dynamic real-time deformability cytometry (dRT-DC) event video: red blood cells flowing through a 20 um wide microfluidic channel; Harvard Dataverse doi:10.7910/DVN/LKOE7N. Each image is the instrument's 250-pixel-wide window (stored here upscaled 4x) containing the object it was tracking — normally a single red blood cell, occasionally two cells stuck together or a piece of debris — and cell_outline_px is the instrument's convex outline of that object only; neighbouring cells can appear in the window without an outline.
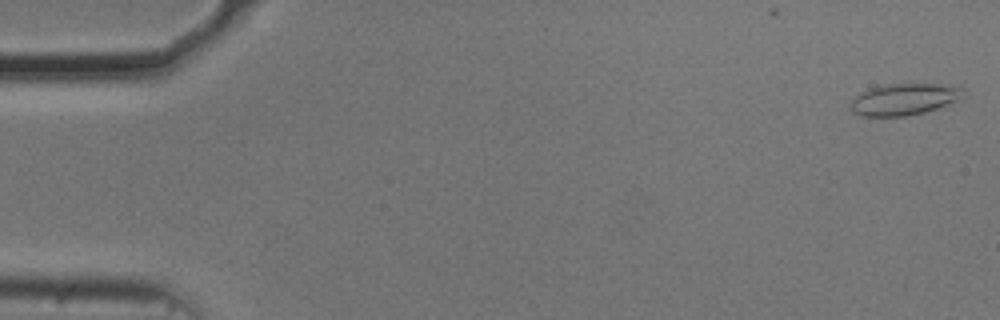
{"species": "common noctule bat (a hibernating species)", "species_latin": "Nyctalus noctula", "temperature_condition": "cold", "stored_images_in_passage": 16, "camera_frame_rate_fps": 3000, "um_per_image_px": 0.085, "animal": {"sex": "male", "body_mass_g": 20.5, "forearm_length_mm": 52.5}, "frame": {"image": 1, "passage_image": 1, "time_ms": 0.0, "image_size_px": [1000, 320], "cell_outline_px": [[964, 96], [956, 100], [936, 108], [924, 112], [904, 116], [860, 116], [852, 112], [852, 100], [856, 96], [868, 88], [888, 84], [956, 84], [960, 88]], "centroid_in_image_um": [76.84, 8.43], "position_along_channel_um": 8.2, "area_um2": 20.52}}
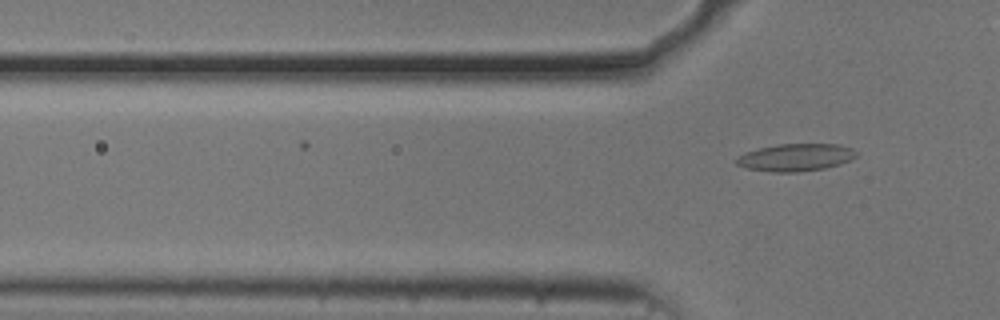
{"frame": {"image": 2, "passage_image": 16, "time_ms": 5.0, "image_size_px": [1000, 320], "cell_outline_px": [[860, 152], [852, 160], [840, 164], [824, 168], [796, 172], [772, 172], [748, 168], [736, 164], [736, 156], [744, 152], [776, 144], [840, 144], [852, 148]], "centroid_in_image_um": [67.66, 13.37], "position_along_channel_um": 58.1, "area_um2": 19.31}}